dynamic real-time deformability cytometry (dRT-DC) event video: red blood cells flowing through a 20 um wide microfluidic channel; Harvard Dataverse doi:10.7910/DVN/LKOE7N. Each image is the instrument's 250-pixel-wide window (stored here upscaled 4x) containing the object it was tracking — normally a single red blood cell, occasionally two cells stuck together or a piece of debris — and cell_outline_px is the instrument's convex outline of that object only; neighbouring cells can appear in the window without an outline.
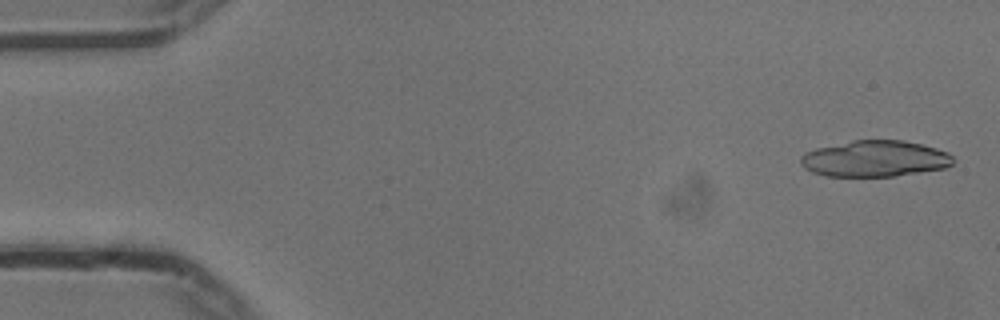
{"species": "common noctule bat (a hibernating species)", "species_latin": "Nyctalus noctula", "temperature_condition": "cold", "stored_images_in_passage": 27, "camera_frame_rate_fps": 3000, "um_per_image_px": 0.085, "animal": {"sex": "male", "body_mass_g": 13.3}, "frame": {"image": 1, "passage_image": 2, "time_ms": 0.333, "image_size_px": [1000, 320], "cell_outline_px": [[952, 164], [944, 168], [920, 172], [892, 176], [828, 176], [812, 172], [804, 168], [800, 164], [800, 156], [804, 152], [816, 148], [852, 140], [904, 140], [936, 148], [948, 152], [952, 156]], "centroid_in_image_um": [74.32, 13.48], "position_along_channel_um": 10.7, "area_um2": 32.14}}